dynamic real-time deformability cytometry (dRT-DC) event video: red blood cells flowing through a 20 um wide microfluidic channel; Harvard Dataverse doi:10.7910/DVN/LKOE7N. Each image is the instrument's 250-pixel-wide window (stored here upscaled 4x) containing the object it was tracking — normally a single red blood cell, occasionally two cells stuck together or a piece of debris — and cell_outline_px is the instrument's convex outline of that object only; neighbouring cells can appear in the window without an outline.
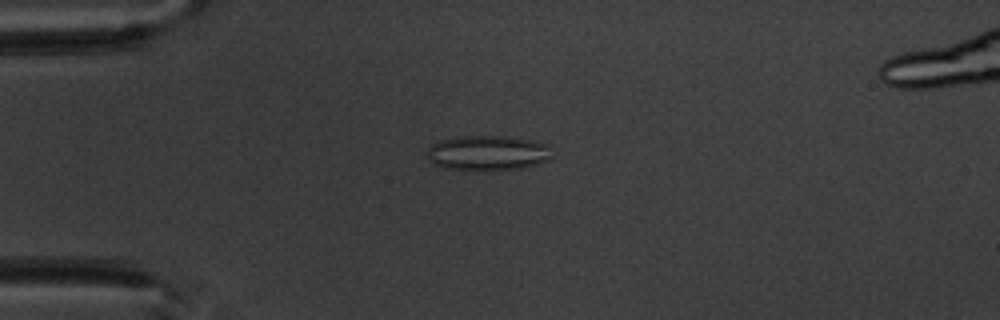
{"species": "common noctule bat (a hibernating species)", "species_latin": "Nyctalus noctula", "temperature_condition": "warm", "stored_images_in_passage": 5, "camera_frame_rate_fps": 3000, "um_per_image_px": 0.085, "animal": {"sex": "male", "body_mass_g": 20.1, "forearm_length_mm": 53.5}, "frame": {"image": 1, "passage_image": 4, "time_ms": 3.333, "image_size_px": [1000, 320], "cell_outline_px": [[552, 156], [548, 160], [536, 164], [520, 168], [488, 172], [444, 168], [432, 164], [428, 156], [428, 148], [432, 144], [440, 140], [460, 136], [508, 136], [548, 144]], "centroid_in_image_um": [41.44, 13.02], "position_along_channel_um": 43.6, "area_um2": 25.84}}